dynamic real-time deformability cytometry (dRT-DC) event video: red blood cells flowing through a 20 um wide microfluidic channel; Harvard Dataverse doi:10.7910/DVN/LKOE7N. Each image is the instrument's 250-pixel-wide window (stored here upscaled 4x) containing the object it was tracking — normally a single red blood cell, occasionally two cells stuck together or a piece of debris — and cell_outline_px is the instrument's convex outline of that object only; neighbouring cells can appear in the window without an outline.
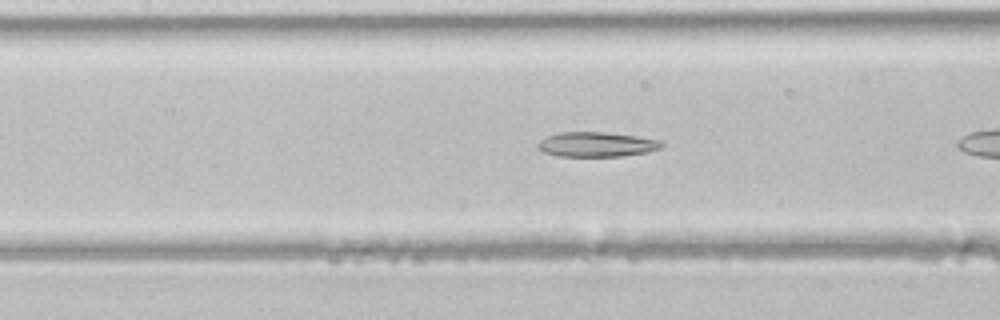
{"species": "common noctule bat (a hibernating species)", "species_latin": "Nyctalus noctula", "temperature_condition": "room temperature", "stored_images_in_passage": 9, "camera_frame_rate_fps": 3000, "um_per_image_px": 0.085, "animal": {"sex": "male", "body_mass_g": 21.5, "forearm_length_mm": 52.0}, "frame": {"image": 1, "passage_image": 7, "time_ms": 2.0, "image_size_px": [1000, 320], "cell_outline_px": [[664, 144], [660, 148], [648, 152], [620, 156], [560, 156], [544, 152], [536, 148], [536, 144], [540, 140], [548, 136], [560, 132], [604, 132], [660, 140]], "centroid_in_image_um": [50.67, 12.28], "position_along_channel_um": 156.7, "area_um2": 17.69}}